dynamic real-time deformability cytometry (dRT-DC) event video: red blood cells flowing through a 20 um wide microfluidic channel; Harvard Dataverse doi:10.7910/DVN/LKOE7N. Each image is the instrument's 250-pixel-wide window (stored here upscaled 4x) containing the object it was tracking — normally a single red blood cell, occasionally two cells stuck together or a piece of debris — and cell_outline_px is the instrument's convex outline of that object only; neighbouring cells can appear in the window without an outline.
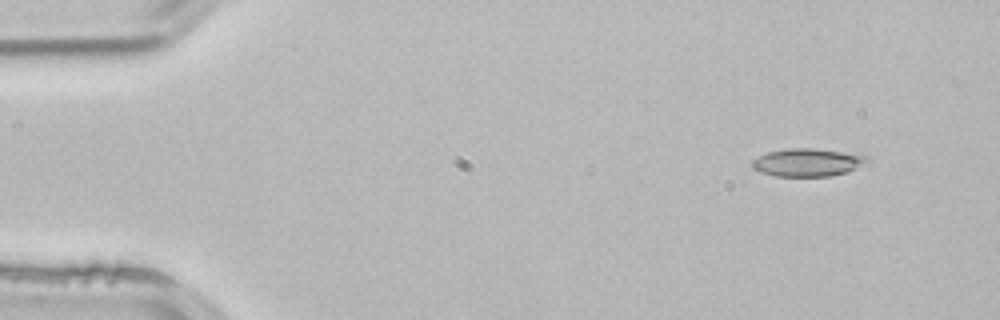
{"species": "common noctule bat (a hibernating species)", "species_latin": "Nyctalus noctula", "temperature_condition": "room temperature", "stored_images_in_passage": 4, "camera_frame_rate_fps": 3000, "um_per_image_px": 0.085, "animal": {"sex": "male", "body_mass_g": 21.5, "forearm_length_mm": 52.0}, "frame": {"image": 1, "passage_image": 1, "time_ms": 0.0, "image_size_px": [1000, 320], "cell_outline_px": [[872, 164], [848, 172], [832, 176], [776, 176], [760, 172], [752, 168], [752, 160], [768, 152], [788, 148], [812, 148], [868, 156], [872, 160]], "centroid_in_image_um": [68.74, 13.82], "position_along_channel_um": 16.3, "area_um2": 18.96}}
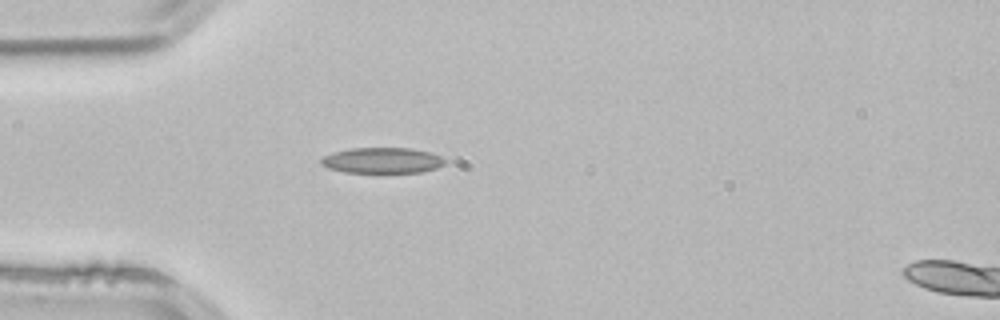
{"frame": {"image": 2, "passage_image": 3, "time_ms": 0.667, "image_size_px": [1000, 320], "cell_outline_px": [[448, 160], [444, 164], [436, 168], [420, 172], [344, 172], [328, 168], [320, 164], [320, 160], [324, 156], [332, 152], [352, 148], [412, 148], [428, 152], [440, 156]], "centroid_in_image_um": [32.48, 13.63], "position_along_channel_um": 52.5, "area_um2": 18.5}}